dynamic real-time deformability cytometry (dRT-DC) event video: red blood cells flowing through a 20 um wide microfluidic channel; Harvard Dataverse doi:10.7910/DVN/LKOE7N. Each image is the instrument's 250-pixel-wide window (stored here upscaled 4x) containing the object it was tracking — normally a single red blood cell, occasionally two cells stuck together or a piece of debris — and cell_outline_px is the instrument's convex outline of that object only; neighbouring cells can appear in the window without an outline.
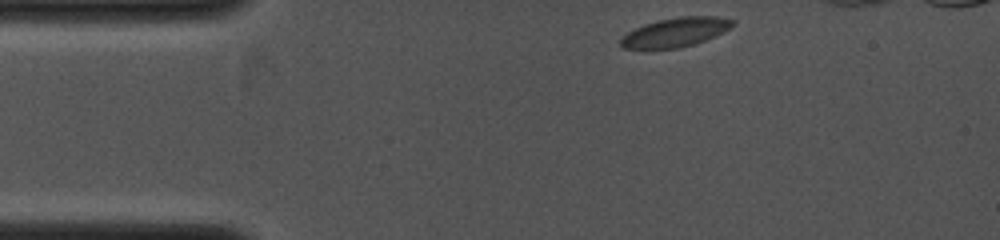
{"species": "common noctule bat (a hibernating species)", "species_latin": "Nyctalus noctula", "temperature_condition": "cold", "stored_images_in_passage": 24, "camera_frame_rate_fps": 4000, "um_per_image_px": 0.085, "animal": {"sex": "female", "body_mass_g": 19.0, "forearm_length_mm": 53.3}, "frame": {"image": 1, "passage_image": 1, "time_ms": 0.0, "image_size_px": [1000, 240], "cell_outline_px": [[736, 24], [724, 32], [704, 40], [680, 48], [624, 48], [620, 44], [620, 40], [628, 32], [644, 24], [660, 20], [680, 16], [716, 16], [736, 20]], "centroid_in_image_um": [57.47, 2.72], "position_along_channel_um": 27.5, "area_um2": 18.79}}
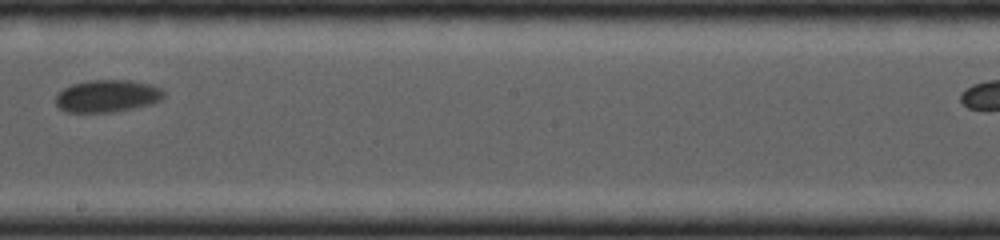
{"frame": {"image": 2, "passage_image": 14, "time_ms": 5.25, "image_size_px": [1000, 240], "cell_outline_px": [[164, 96], [160, 100], [152, 104], [112, 112], [64, 112], [56, 104], [56, 96], [64, 88], [72, 84], [88, 80], [128, 80], [152, 84], [160, 88], [164, 92]], "centroid_in_image_um": [9.12, 8.16], "position_along_channel_um": 239.1, "area_um2": 20.35}}
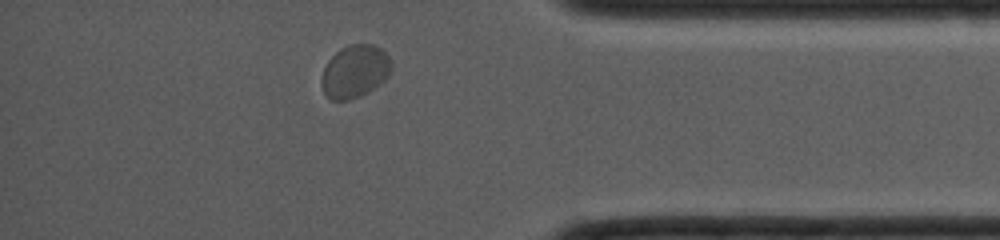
{"frame": {"image": 3, "passage_image": 23, "time_ms": 8.75, "image_size_px": [1000, 240], "cell_outline_px": [[392, 72], [384, 80], [368, 92], [360, 96], [348, 100], [332, 100], [324, 92], [320, 84], [320, 76], [328, 60], [340, 48], [348, 44], [376, 44], [388, 56], [392, 64]], "centroid_in_image_um": [30.15, 6.06], "position_along_channel_um": 405.0, "area_um2": 21.68}}